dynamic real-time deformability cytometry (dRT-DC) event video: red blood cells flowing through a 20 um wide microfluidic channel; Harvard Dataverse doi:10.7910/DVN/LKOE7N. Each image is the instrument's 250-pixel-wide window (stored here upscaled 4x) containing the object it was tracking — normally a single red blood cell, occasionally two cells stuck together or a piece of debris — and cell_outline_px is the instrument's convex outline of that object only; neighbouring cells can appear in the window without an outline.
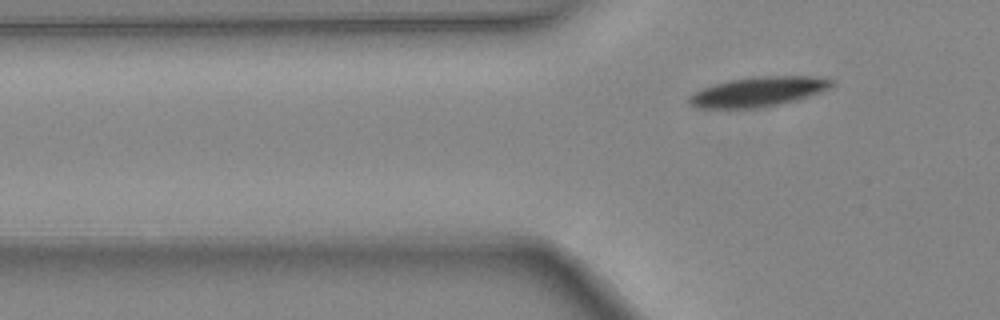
{"species": "common noctule bat (a hibernating species)", "species_latin": "Nyctalus noctula", "temperature_condition": "warm", "stored_images_in_passage": 2, "camera_frame_rate_fps": 3000, "um_per_image_px": 0.085, "animal": {"sex": "female", "body_mass_g": 24.6, "forearm_length_mm": 56.2}, "frame": {"image": 1, "passage_image": 2, "time_ms": 0.333, "image_size_px": [1000, 320], "cell_outline_px": [[836, 84], [832, 88], [796, 100], [780, 104], [756, 108], [696, 108], [688, 104], [688, 96], [692, 92], [716, 84], [732, 80], [760, 76], [808, 76], [832, 80]], "centroid_in_image_um": [64.44, 7.81], "position_along_channel_um": 61.4, "area_um2": 24.57}}